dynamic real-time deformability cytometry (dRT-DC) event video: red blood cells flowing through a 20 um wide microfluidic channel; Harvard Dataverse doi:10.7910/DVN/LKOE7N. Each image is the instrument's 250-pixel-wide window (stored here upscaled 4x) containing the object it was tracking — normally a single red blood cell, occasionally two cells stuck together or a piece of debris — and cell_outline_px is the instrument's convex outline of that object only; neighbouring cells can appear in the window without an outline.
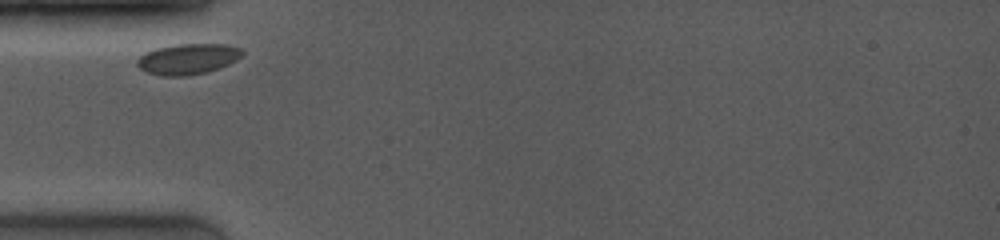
{"species": "common noctule bat (a hibernating species)", "species_latin": "Nyctalus noctula", "temperature_condition": "room temperature", "stored_images_in_passage": 3, "camera_frame_rate_fps": 4000, "um_per_image_px": 0.085, "animal": {"sex": "female", "body_mass_g": 19.0, "forearm_length_mm": 53.3}, "frame": {"image": 1, "passage_image": 1, "time_ms": 0.0, "image_size_px": [1000, 240], "cell_outline_px": [[244, 52], [236, 60], [220, 68], [208, 72], [184, 76], [160, 76], [148, 72], [140, 68], [136, 64], [136, 60], [144, 52], [156, 48], [176, 44], [224, 44], [240, 48]], "centroid_in_image_um": [15.94, 5.01], "position_along_channel_um": 69.1, "area_um2": 18.84}}